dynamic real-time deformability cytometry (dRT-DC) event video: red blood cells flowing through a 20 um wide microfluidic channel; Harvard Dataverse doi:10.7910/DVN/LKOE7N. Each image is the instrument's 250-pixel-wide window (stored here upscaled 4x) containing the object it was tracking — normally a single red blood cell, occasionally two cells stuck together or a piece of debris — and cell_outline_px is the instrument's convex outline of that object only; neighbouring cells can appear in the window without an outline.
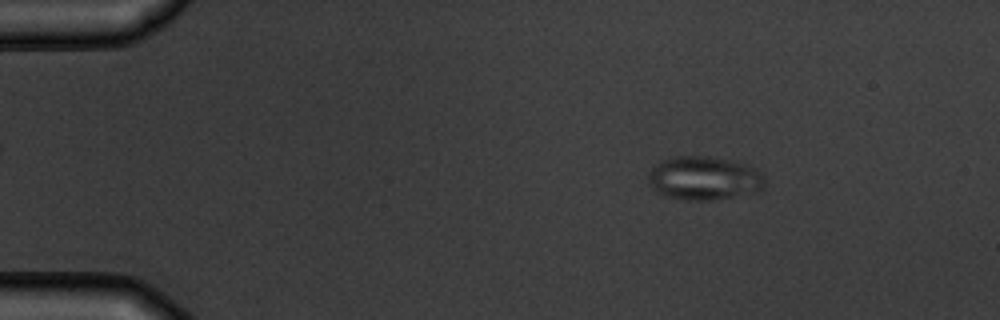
{"species": "common noctule bat (a hibernating species)", "species_latin": "Nyctalus noctula", "temperature_condition": "warm", "stored_images_in_passage": 5, "camera_frame_rate_fps": 3000, "um_per_image_px": 0.085, "animal": {"sex": "male", "body_mass_g": 19.5, "forearm_length_mm": 54.6}, "frame": {"image": 1, "passage_image": 2, "time_ms": 1.333, "image_size_px": [1000, 320], "cell_outline_px": [[764, 188], [760, 192], [712, 200], [684, 200], [660, 196], [652, 188], [648, 180], [648, 172], [660, 160], [672, 156], [708, 156], [736, 160], [748, 164], [756, 168], [764, 176]], "centroid_in_image_um": [59.85, 15.14], "position_along_channel_um": 25.2, "area_um2": 30.46}}
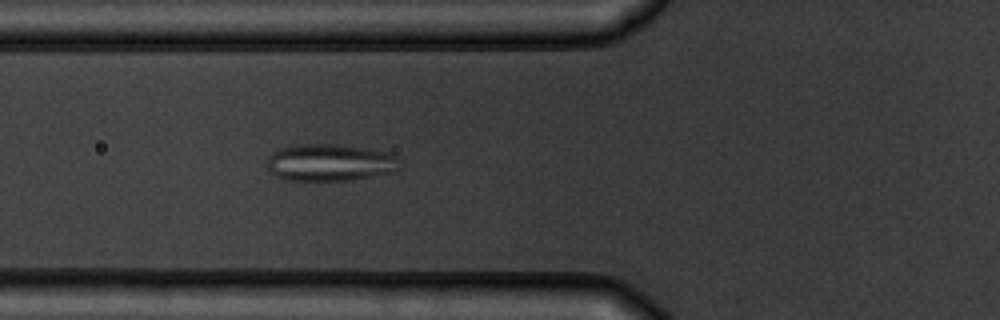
{"frame": {"image": 2, "passage_image": 5, "time_ms": 5.333, "image_size_px": [1000, 320], "cell_outline_px": [[400, 168], [396, 172], [348, 180], [288, 180], [276, 176], [268, 168], [268, 156], [272, 152], [280, 148], [300, 144], [336, 144], [364, 148], [388, 152], [396, 156]], "centroid_in_image_um": [28.06, 13.81], "position_along_channel_um": 97.7, "area_um2": 28.55}}